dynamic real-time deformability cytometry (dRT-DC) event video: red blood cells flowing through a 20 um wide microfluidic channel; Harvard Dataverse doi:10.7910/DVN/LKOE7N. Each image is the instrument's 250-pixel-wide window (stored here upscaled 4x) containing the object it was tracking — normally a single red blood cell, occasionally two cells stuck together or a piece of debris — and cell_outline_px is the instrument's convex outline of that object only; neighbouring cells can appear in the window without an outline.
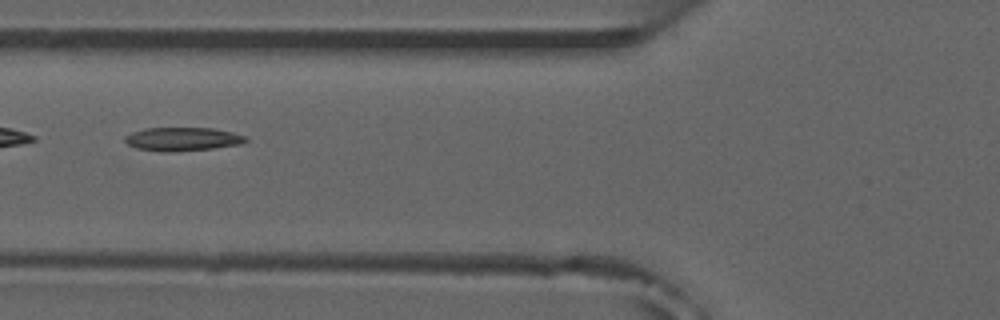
{"species": "common noctule bat (a hibernating species)", "species_latin": "Nyctalus noctula", "temperature_condition": "room temperature", "stored_images_in_passage": 9, "camera_frame_rate_fps": 3000, "um_per_image_px": 0.085, "animal": {"sex": "male", "forearm_length_mm": 52.5}, "frame": {"image": 1, "passage_image": 5, "time_ms": 4.667, "image_size_px": [1000, 320], "cell_outline_px": [[248, 140], [240, 144], [212, 148], [168, 152], [136, 148], [128, 144], [124, 140], [124, 136], [132, 132], [148, 128], [212, 128], [232, 132], [248, 136]], "centroid_in_image_um": [15.53, 11.81], "position_along_channel_um": 110.3, "area_um2": 16.42}}
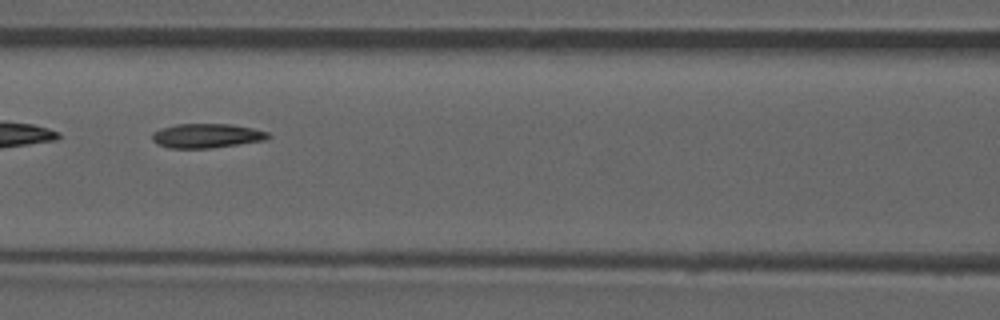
{"frame": {"image": 2, "passage_image": 6, "time_ms": 5.667, "image_size_px": [1000, 320], "cell_outline_px": [[272, 136], [268, 140], [208, 148], [168, 148], [152, 140], [152, 132], [160, 128], [176, 124], [232, 124], [252, 128], [268, 132]], "centroid_in_image_um": [17.59, 11.53], "position_along_channel_um": 149.0, "area_um2": 16.47}}